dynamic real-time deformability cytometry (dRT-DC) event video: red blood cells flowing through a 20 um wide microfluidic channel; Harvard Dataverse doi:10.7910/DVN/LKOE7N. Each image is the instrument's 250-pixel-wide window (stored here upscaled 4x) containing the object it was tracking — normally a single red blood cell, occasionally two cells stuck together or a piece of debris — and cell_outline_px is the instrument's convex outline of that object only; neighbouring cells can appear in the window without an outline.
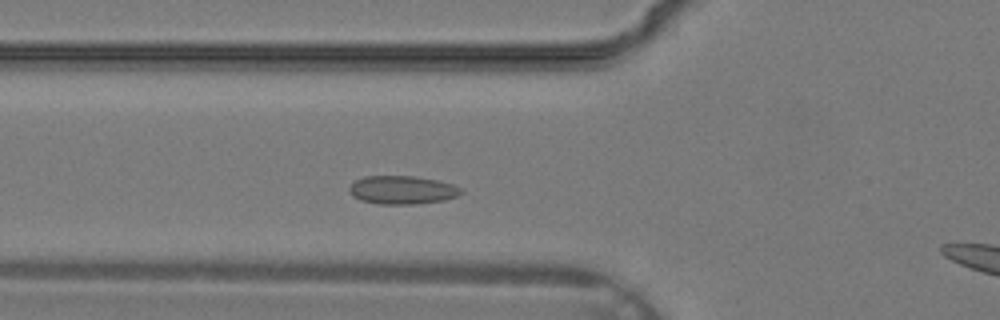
{"species": "common noctule bat (a hibernating species)", "species_latin": "Nyctalus noctula", "temperature_condition": "warm", "stored_images_in_passage": 27, "camera_frame_rate_fps": 3000, "um_per_image_px": 0.085, "animal": {"sex": "male", "body_mass_g": 19.2, "forearm_length_mm": 51.8}, "frame": {"image": 1, "passage_image": 4, "time_ms": 1.0, "image_size_px": [1000, 320], "cell_outline_px": [[464, 192], [456, 196], [444, 200], [416, 204], [376, 204], [360, 200], [352, 196], [348, 192], [348, 188], [356, 180], [364, 176], [412, 176], [436, 180], [452, 184], [460, 188]], "centroid_in_image_um": [34.15, 16.15], "position_along_channel_um": 91.7, "area_um2": 18.5}}
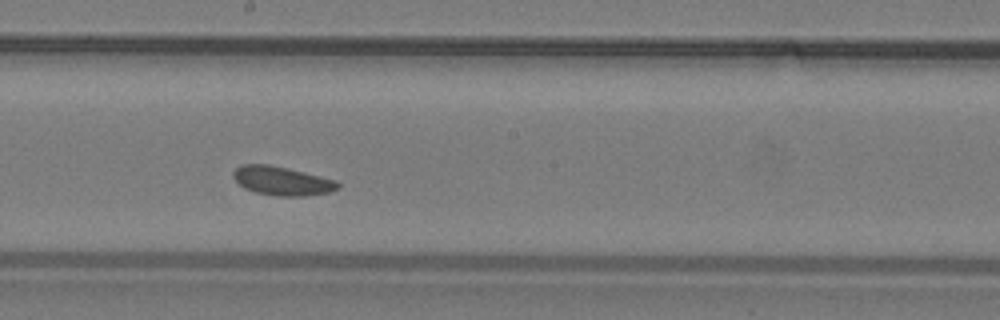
{"frame": {"image": 2, "passage_image": 11, "time_ms": 3.333, "image_size_px": [1000, 320], "cell_outline_px": [[340, 188], [328, 192], [308, 196], [276, 196], [256, 192], [244, 188], [232, 176], [232, 172], [240, 164], [268, 164], [288, 168], [336, 180], [340, 184]], "centroid_in_image_um": [23.97, 15.37], "position_along_channel_um": 224.2, "area_um2": 17.63}}
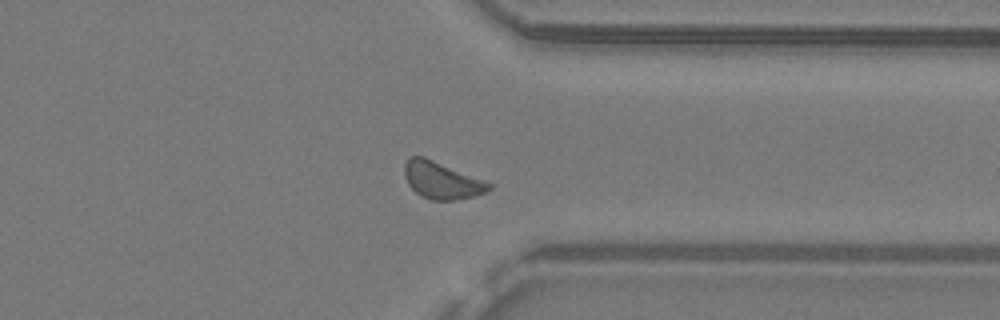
{"frame": {"image": 3, "passage_image": 19, "time_ms": 6.0, "image_size_px": [1000, 320], "cell_outline_px": [[492, 188], [484, 192], [472, 196], [452, 200], [428, 200], [420, 196], [408, 184], [404, 176], [404, 164], [408, 156], [424, 156], [492, 184]], "centroid_in_image_um": [37.48, 15.32], "position_along_channel_um": 373.9, "area_um2": 18.03}}